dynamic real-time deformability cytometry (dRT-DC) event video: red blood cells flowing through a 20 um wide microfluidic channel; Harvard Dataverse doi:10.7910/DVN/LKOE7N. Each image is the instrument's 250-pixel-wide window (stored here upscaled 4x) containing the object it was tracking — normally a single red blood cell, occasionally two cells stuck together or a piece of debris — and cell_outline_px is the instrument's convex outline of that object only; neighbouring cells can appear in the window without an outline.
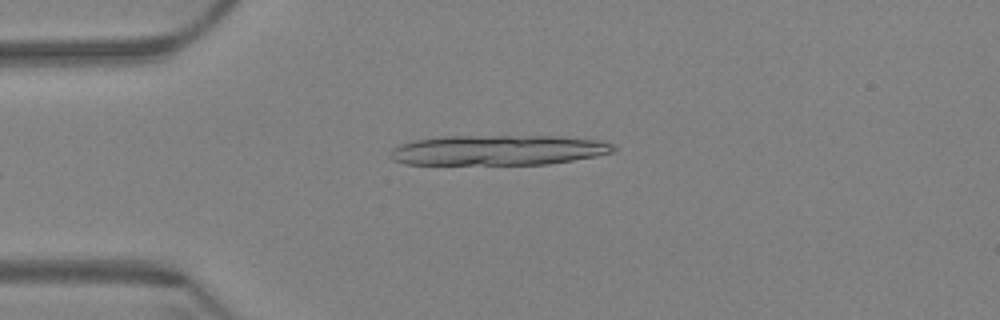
{"species": "Egyptian fruit bat (a non-hibernating species)", "species_latin": "Rousettus aegyptiacus", "temperature_condition": "warm", "stored_images_in_passage": 8, "camera_frame_rate_fps": 3000, "um_per_image_px": 0.085, "animal": {"sex": "female"}, "frame": {"image": 1, "passage_image": 5, "time_ms": 1.333, "image_size_px": [1000, 320], "cell_outline_px": [[616, 152], [596, 156], [548, 164], [404, 164], [392, 160], [388, 156], [388, 152], [392, 148], [400, 144], [412, 140], [444, 136], [560, 136], [600, 140], [612, 144], [616, 148]], "centroid_in_image_um": [42.32, 12.76], "position_along_channel_um": 42.7, "area_um2": 39.59}}